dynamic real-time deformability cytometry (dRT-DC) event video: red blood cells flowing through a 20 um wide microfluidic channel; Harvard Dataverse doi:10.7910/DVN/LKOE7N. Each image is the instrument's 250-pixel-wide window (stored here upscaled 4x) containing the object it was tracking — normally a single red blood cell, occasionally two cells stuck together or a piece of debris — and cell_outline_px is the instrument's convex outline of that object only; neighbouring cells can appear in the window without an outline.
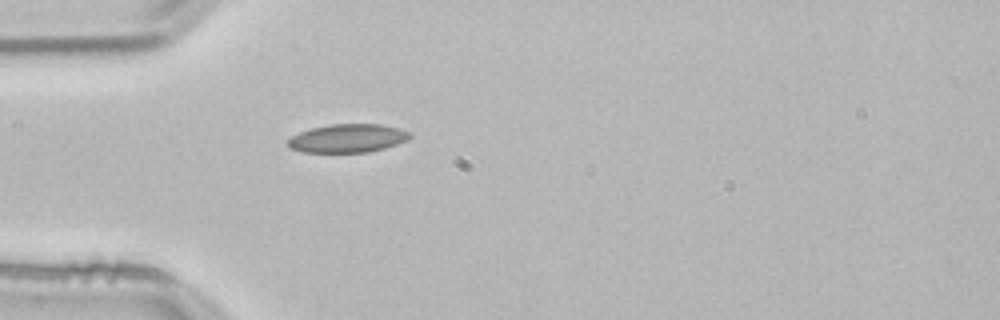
{"species": "common noctule bat (a hibernating species)", "species_latin": "Nyctalus noctula", "temperature_condition": "room temperature", "stored_images_in_passage": 35, "camera_frame_rate_fps": 3000, "um_per_image_px": 0.085, "animal": {"sex": "male", "body_mass_g": 21.5, "forearm_length_mm": 52.0}, "frame": {"image": 1, "passage_image": 1, "time_ms": 0.0, "image_size_px": [1000, 320], "cell_outline_px": [[412, 136], [408, 140], [384, 148], [368, 152], [300, 152], [288, 148], [288, 140], [292, 136], [300, 132], [312, 128], [332, 124], [380, 124], [400, 128], [412, 132]], "centroid_in_image_um": [29.58, 11.75], "position_along_channel_um": 55.4, "area_um2": 20.29}}
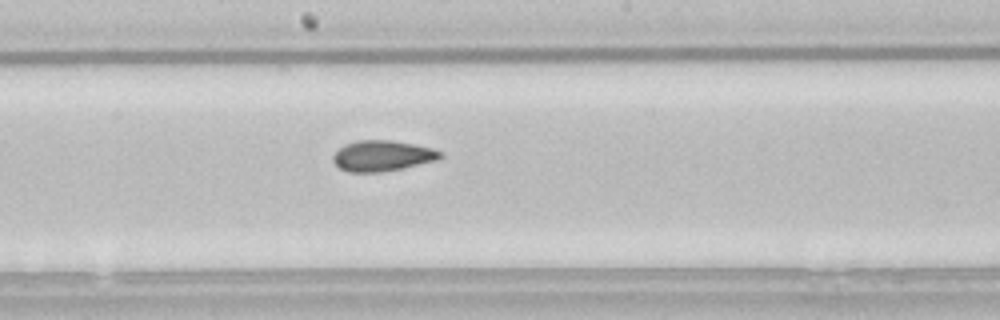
{"frame": {"image": 2, "passage_image": 14, "time_ms": 4.333, "image_size_px": [1000, 320], "cell_outline_px": [[444, 156], [436, 160], [400, 168], [380, 172], [348, 172], [340, 168], [332, 160], [332, 156], [344, 144], [356, 140], [392, 140], [416, 144], [432, 148], [440, 152]], "centroid_in_image_um": [32.47, 13.23], "position_along_channel_um": 215.7, "area_um2": 19.07}}
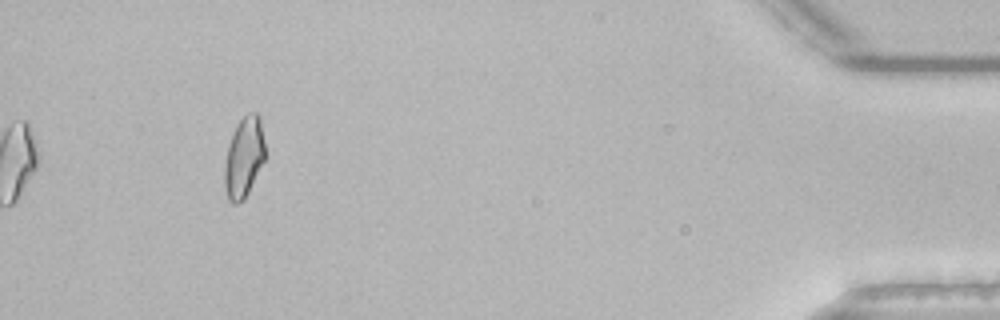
{"frame": {"image": 3, "passage_image": 35, "time_ms": 11.333, "image_size_px": [1000, 320], "cell_outline_px": [[264, 160], [244, 200], [236, 204], [232, 204], [228, 200], [224, 184], [224, 168], [228, 144], [232, 132], [236, 124], [248, 112], [256, 112], [260, 116], [264, 144]], "centroid_in_image_um": [20.71, 13.36], "position_along_channel_um": 414.5, "area_um2": 19.02}, "authors_computed_cell_mechanics": {"area_um2": 19.0162, "velocity_mm_per_s": 3.8152, "shape_relaxation_time_tau1_ms": 10.677, "shape_relaxation_time_tau2_ms": 2.578, "deformation_change_tau1": 0.1724, "deformation_change_tau2": 0.075}}